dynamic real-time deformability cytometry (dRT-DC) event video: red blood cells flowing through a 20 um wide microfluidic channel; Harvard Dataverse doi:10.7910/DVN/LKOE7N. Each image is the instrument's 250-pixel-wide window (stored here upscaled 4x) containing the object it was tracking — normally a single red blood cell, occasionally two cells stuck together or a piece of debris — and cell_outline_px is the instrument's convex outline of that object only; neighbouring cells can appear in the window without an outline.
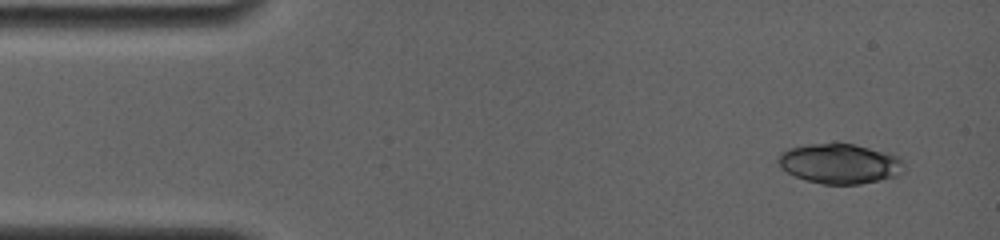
{"species": "common noctule bat (a hibernating species)", "species_latin": "Nyctalus noctula", "temperature_condition": "room temperature", "stored_images_in_passage": 5, "camera_frame_rate_fps": 4000, "um_per_image_px": 0.085, "animal": {"sex": "female", "body_mass_g": 19.0, "forearm_length_mm": 56.7}, "frame": {"image": 1, "passage_image": 1, "time_ms": 0.0, "image_size_px": [1000, 240], "cell_outline_px": [[904, 172], [896, 176], [880, 180], [860, 184], [824, 184], [804, 180], [780, 168], [776, 160], [776, 156], [780, 152], [788, 148], [808, 144], [852, 144], [888, 152], [900, 156], [904, 164]], "centroid_in_image_um": [71.37, 13.91], "position_along_channel_um": 13.6, "area_um2": 29.54}}